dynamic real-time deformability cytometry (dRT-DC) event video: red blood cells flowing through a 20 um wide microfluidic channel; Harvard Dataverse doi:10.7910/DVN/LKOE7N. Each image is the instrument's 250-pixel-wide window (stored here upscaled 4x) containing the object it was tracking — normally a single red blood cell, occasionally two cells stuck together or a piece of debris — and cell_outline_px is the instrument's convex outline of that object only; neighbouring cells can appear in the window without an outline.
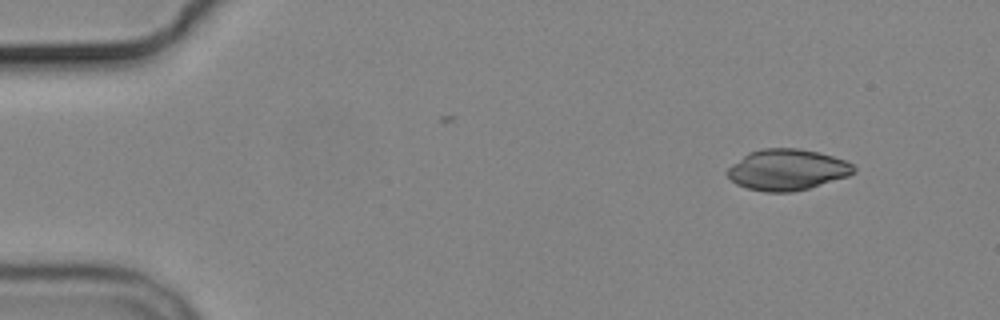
{"species": "common noctule bat (a hibernating species)", "species_latin": "Nyctalus noctula", "temperature_condition": "cold", "stored_images_in_passage": 4, "camera_frame_rate_fps": 3000, "um_per_image_px": 0.085, "animal": {"sex": "male", "body_mass_g": 19.2, "forearm_length_mm": 51.8}, "frame": {"image": 1, "passage_image": 1, "time_ms": 0.0, "image_size_px": [1000, 320], "cell_outline_px": [[856, 172], [848, 176], [808, 188], [792, 192], [764, 192], [748, 188], [736, 184], [724, 172], [732, 164], [748, 152], [764, 148], [796, 148], [820, 152], [844, 160], [852, 164], [856, 168]], "centroid_in_image_um": [66.9, 14.42], "position_along_channel_um": 18.1, "area_um2": 30.23}}